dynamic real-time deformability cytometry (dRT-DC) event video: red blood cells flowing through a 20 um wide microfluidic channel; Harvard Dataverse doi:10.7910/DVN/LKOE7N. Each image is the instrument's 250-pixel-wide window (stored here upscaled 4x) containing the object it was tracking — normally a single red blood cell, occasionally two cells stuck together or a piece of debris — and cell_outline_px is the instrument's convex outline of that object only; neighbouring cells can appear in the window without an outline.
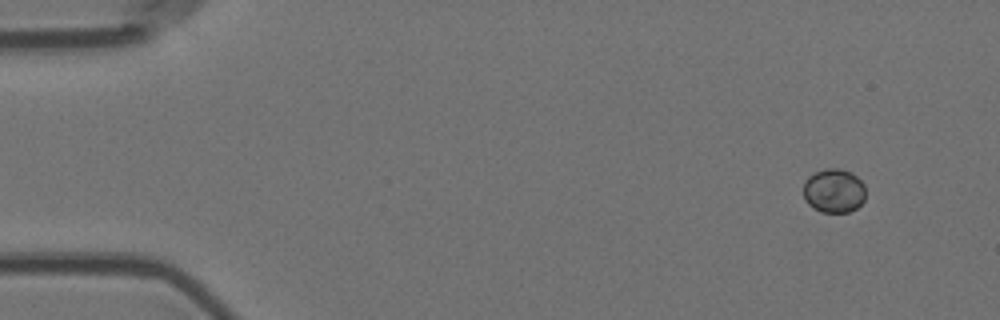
{"species": "Egyptian fruit bat (a non-hibernating species)", "species_latin": "Rousettus aegyptiacus", "temperature_condition": "room temperature", "stored_images_in_passage": 2, "camera_frame_rate_fps": 3000, "um_per_image_px": 0.085, "animal": {"sex": "female"}, "frame": {"image": 1, "passage_image": 2, "time_ms": 0.333, "image_size_px": [1000, 320], "cell_outline_px": [[864, 200], [856, 208], [848, 212], [820, 212], [812, 208], [804, 200], [804, 180], [808, 176], [816, 172], [828, 168], [840, 168], [852, 172], [864, 184]], "centroid_in_image_um": [70.86, 16.21], "position_along_channel_um": 14.1, "area_um2": 16.07}}